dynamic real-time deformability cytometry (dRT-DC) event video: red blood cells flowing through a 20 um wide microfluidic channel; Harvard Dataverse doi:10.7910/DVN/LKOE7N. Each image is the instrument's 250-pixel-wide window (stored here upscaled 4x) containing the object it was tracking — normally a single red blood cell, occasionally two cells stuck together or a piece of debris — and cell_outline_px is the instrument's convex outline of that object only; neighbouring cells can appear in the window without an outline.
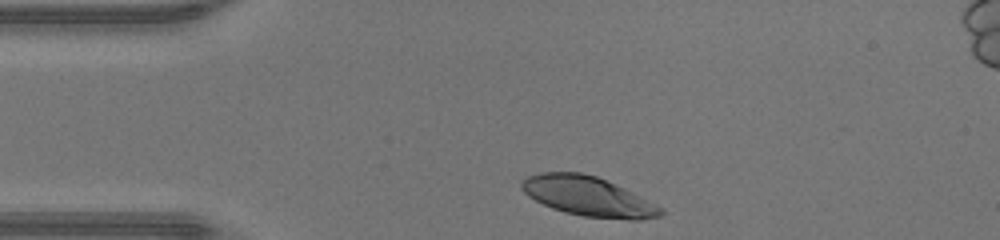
{"species": "human", "species_latin": "Homo sapiens", "temperature_condition": "warm", "stored_images_in_passage": 29, "camera_frame_rate_fps": 3000, "um_per_image_px": 0.085, "donor": {"sex": "male"}, "frame": {"image": 1, "passage_image": 1, "time_ms": 0.0, "image_size_px": [1000, 240], "cell_outline_px": [[664, 212], [660, 216], [640, 220], [628, 220], [584, 216], [564, 212], [552, 208], [528, 196], [520, 188], [520, 180], [524, 176], [540, 172], [580, 172], [596, 176], [624, 188], [664, 208]], "centroid_in_image_um": [49.96, 16.68], "position_along_channel_um": 35.0, "area_um2": 32.19}}
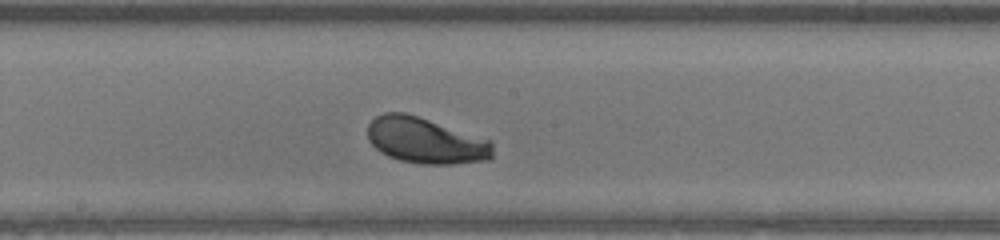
{"frame": {"image": 2, "passage_image": 16, "time_ms": 5.0, "image_size_px": [1000, 240], "cell_outline_px": [[492, 156], [488, 160], [452, 164], [420, 164], [400, 160], [388, 156], [380, 152], [368, 140], [368, 124], [376, 116], [384, 112], [404, 112], [492, 140]], "centroid_in_image_um": [36.17, 11.95], "position_along_channel_um": 212.0, "area_um2": 33.47}}
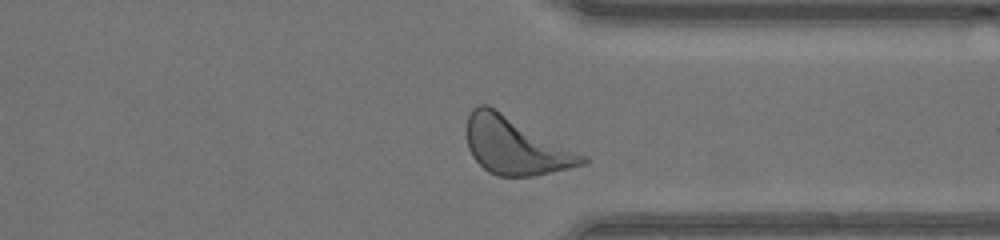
{"frame": {"image": 3, "passage_image": 27, "time_ms": 8.667, "image_size_px": [1000, 240], "cell_outline_px": [[592, 160], [584, 164], [568, 168], [532, 176], [496, 176], [488, 172], [472, 156], [468, 148], [464, 132], [464, 128], [468, 116], [472, 108], [476, 104], [488, 104], [588, 156]], "centroid_in_image_um": [43.79, 12.37], "position_along_channel_um": 367.6, "area_um2": 39.19}, "authors_computed_cell_mechanics": {"area_um2": 33.2928, "velocity_mm_per_s": 4.2889, "shape_relaxation_time_tau1_ms": 1.3276, "shape_relaxation_time_tau2_ms": null, "deformation_change_tau1": 0.1252, "deformation_change_tau2": null}}